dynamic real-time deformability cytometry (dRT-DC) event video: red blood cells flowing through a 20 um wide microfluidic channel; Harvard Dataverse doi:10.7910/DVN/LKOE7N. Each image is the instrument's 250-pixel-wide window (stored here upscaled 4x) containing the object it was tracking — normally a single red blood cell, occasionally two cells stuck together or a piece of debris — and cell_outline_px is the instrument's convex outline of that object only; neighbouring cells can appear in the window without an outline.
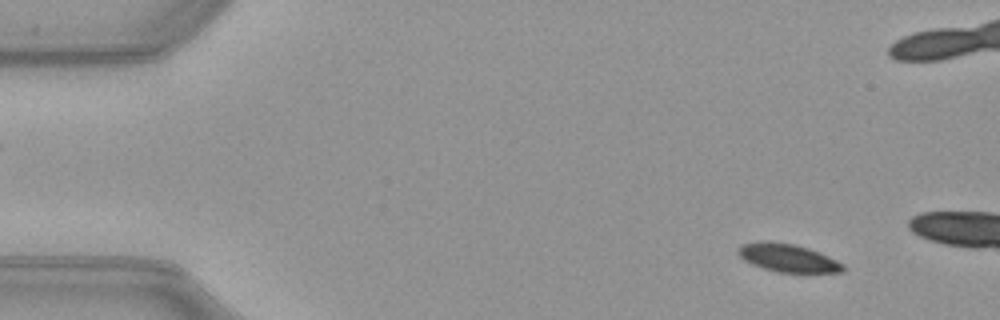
{"species": "common noctule bat (a hibernating species)", "species_latin": "Nyctalus noctula", "temperature_condition": "warm", "stored_images_in_passage": 14, "camera_frame_rate_fps": 3000, "um_per_image_px": 0.085, "animal": {"sex": "female", "body_mass_g": 21.9}, "frame": {"image": 1, "passage_image": 5, "time_ms": 1.333, "image_size_px": [1000, 320], "cell_outline_px": [[844, 272], [776, 272], [752, 264], [744, 260], [736, 252], [736, 248], [740, 244], [764, 240], [792, 244], [808, 248], [828, 256], [844, 264]], "centroid_in_image_um": [66.92, 21.91], "position_along_channel_um": 18.1, "area_um2": 17.11}}